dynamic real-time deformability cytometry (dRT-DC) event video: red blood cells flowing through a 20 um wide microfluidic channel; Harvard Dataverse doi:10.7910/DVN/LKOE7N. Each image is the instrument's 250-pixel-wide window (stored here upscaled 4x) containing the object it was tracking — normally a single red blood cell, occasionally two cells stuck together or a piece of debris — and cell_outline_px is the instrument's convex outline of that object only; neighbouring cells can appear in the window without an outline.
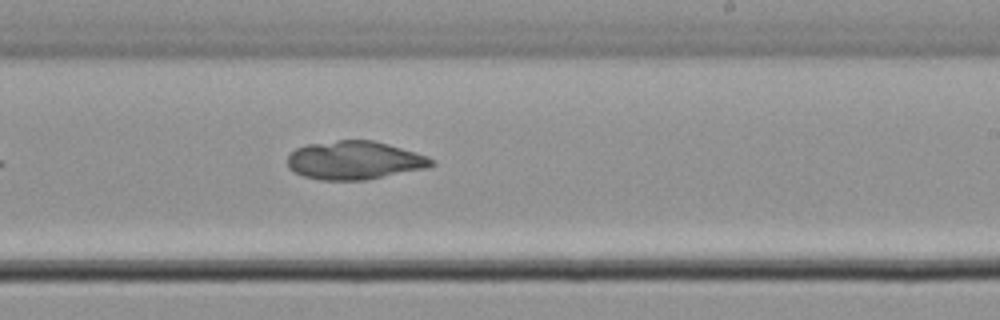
{"species": "common noctule bat (a hibernating species)", "species_latin": "Nyctalus noctula", "temperature_condition": "cold", "stored_images_in_passage": 10, "camera_frame_rate_fps": 3000, "um_per_image_px": 0.085, "animal": {"sex": "male", "body_mass_g": 21.5, "forearm_length_mm": 52.0}, "frame": {"image": 1, "passage_image": 10, "time_ms": 11.0, "image_size_px": [1000, 320], "cell_outline_px": [[436, 164], [428, 168], [364, 180], [320, 180], [304, 176], [292, 172], [288, 168], [288, 156], [296, 148], [308, 144], [336, 140], [372, 140], [388, 144], [416, 152], [428, 156]], "centroid_in_image_um": [30.13, 13.63], "position_along_channel_um": 258.9, "area_um2": 32.31}}